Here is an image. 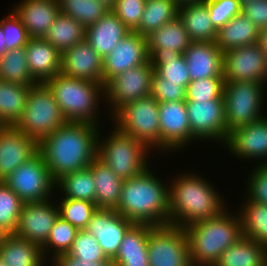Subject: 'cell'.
Segmentation results:
<instances>
[{
  "mask_svg": "<svg viewBox=\"0 0 267 266\" xmlns=\"http://www.w3.org/2000/svg\"><path fill=\"white\" fill-rule=\"evenodd\" d=\"M223 78L224 82L264 84L267 80V55L258 43L226 51L223 54Z\"/></svg>",
  "mask_w": 267,
  "mask_h": 266,
  "instance_id": "13",
  "label": "cell"
},
{
  "mask_svg": "<svg viewBox=\"0 0 267 266\" xmlns=\"http://www.w3.org/2000/svg\"><path fill=\"white\" fill-rule=\"evenodd\" d=\"M240 3H241V5L242 4H244V3H246V2H250V1H252V0H238Z\"/></svg>",
  "mask_w": 267,
  "mask_h": 266,
  "instance_id": "58",
  "label": "cell"
},
{
  "mask_svg": "<svg viewBox=\"0 0 267 266\" xmlns=\"http://www.w3.org/2000/svg\"><path fill=\"white\" fill-rule=\"evenodd\" d=\"M225 146L243 158L267 159V118L235 128L228 134ZM263 163H267L263 162Z\"/></svg>",
  "mask_w": 267,
  "mask_h": 266,
  "instance_id": "21",
  "label": "cell"
},
{
  "mask_svg": "<svg viewBox=\"0 0 267 266\" xmlns=\"http://www.w3.org/2000/svg\"><path fill=\"white\" fill-rule=\"evenodd\" d=\"M0 24L6 40V50L25 47L30 39L20 18L12 11Z\"/></svg>",
  "mask_w": 267,
  "mask_h": 266,
  "instance_id": "47",
  "label": "cell"
},
{
  "mask_svg": "<svg viewBox=\"0 0 267 266\" xmlns=\"http://www.w3.org/2000/svg\"><path fill=\"white\" fill-rule=\"evenodd\" d=\"M185 104L191 135L194 139H214L221 140L223 143L226 142L228 133L224 100H185Z\"/></svg>",
  "mask_w": 267,
  "mask_h": 266,
  "instance_id": "14",
  "label": "cell"
},
{
  "mask_svg": "<svg viewBox=\"0 0 267 266\" xmlns=\"http://www.w3.org/2000/svg\"><path fill=\"white\" fill-rule=\"evenodd\" d=\"M105 141L97 142V158L122 180L136 177L148 168L146 157L150 149L138 139L115 126Z\"/></svg>",
  "mask_w": 267,
  "mask_h": 266,
  "instance_id": "7",
  "label": "cell"
},
{
  "mask_svg": "<svg viewBox=\"0 0 267 266\" xmlns=\"http://www.w3.org/2000/svg\"><path fill=\"white\" fill-rule=\"evenodd\" d=\"M130 32L110 10L95 24L85 28V40L104 59Z\"/></svg>",
  "mask_w": 267,
  "mask_h": 266,
  "instance_id": "25",
  "label": "cell"
},
{
  "mask_svg": "<svg viewBox=\"0 0 267 266\" xmlns=\"http://www.w3.org/2000/svg\"><path fill=\"white\" fill-rule=\"evenodd\" d=\"M180 175L169 188V224L187 227L193 223L214 218L224 210L217 191L200 176Z\"/></svg>",
  "mask_w": 267,
  "mask_h": 266,
  "instance_id": "3",
  "label": "cell"
},
{
  "mask_svg": "<svg viewBox=\"0 0 267 266\" xmlns=\"http://www.w3.org/2000/svg\"><path fill=\"white\" fill-rule=\"evenodd\" d=\"M24 202L4 182H0V229L15 233Z\"/></svg>",
  "mask_w": 267,
  "mask_h": 266,
  "instance_id": "41",
  "label": "cell"
},
{
  "mask_svg": "<svg viewBox=\"0 0 267 266\" xmlns=\"http://www.w3.org/2000/svg\"><path fill=\"white\" fill-rule=\"evenodd\" d=\"M4 183L24 203L50 200L51 191L56 186V182L39 152L13 171Z\"/></svg>",
  "mask_w": 267,
  "mask_h": 266,
  "instance_id": "11",
  "label": "cell"
},
{
  "mask_svg": "<svg viewBox=\"0 0 267 266\" xmlns=\"http://www.w3.org/2000/svg\"><path fill=\"white\" fill-rule=\"evenodd\" d=\"M258 44L267 55V27L260 30L258 36Z\"/></svg>",
  "mask_w": 267,
  "mask_h": 266,
  "instance_id": "53",
  "label": "cell"
},
{
  "mask_svg": "<svg viewBox=\"0 0 267 266\" xmlns=\"http://www.w3.org/2000/svg\"><path fill=\"white\" fill-rule=\"evenodd\" d=\"M153 72L149 60L111 78L105 84V97L112 106L110 112L114 115L126 104L150 96Z\"/></svg>",
  "mask_w": 267,
  "mask_h": 266,
  "instance_id": "12",
  "label": "cell"
},
{
  "mask_svg": "<svg viewBox=\"0 0 267 266\" xmlns=\"http://www.w3.org/2000/svg\"><path fill=\"white\" fill-rule=\"evenodd\" d=\"M184 230L193 266H214L221 254L243 236L239 214L232 216L225 210Z\"/></svg>",
  "mask_w": 267,
  "mask_h": 266,
  "instance_id": "4",
  "label": "cell"
},
{
  "mask_svg": "<svg viewBox=\"0 0 267 266\" xmlns=\"http://www.w3.org/2000/svg\"><path fill=\"white\" fill-rule=\"evenodd\" d=\"M97 125L66 122L38 143L55 182L64 175L89 167L97 158Z\"/></svg>",
  "mask_w": 267,
  "mask_h": 266,
  "instance_id": "1",
  "label": "cell"
},
{
  "mask_svg": "<svg viewBox=\"0 0 267 266\" xmlns=\"http://www.w3.org/2000/svg\"><path fill=\"white\" fill-rule=\"evenodd\" d=\"M159 119L162 151L182 148L192 139L194 140L191 135L185 101L159 103Z\"/></svg>",
  "mask_w": 267,
  "mask_h": 266,
  "instance_id": "19",
  "label": "cell"
},
{
  "mask_svg": "<svg viewBox=\"0 0 267 266\" xmlns=\"http://www.w3.org/2000/svg\"><path fill=\"white\" fill-rule=\"evenodd\" d=\"M124 180L117 213L134 224H169V188L149 172Z\"/></svg>",
  "mask_w": 267,
  "mask_h": 266,
  "instance_id": "2",
  "label": "cell"
},
{
  "mask_svg": "<svg viewBox=\"0 0 267 266\" xmlns=\"http://www.w3.org/2000/svg\"><path fill=\"white\" fill-rule=\"evenodd\" d=\"M6 235L7 234L2 229H0V246H1L2 241H3V239L5 238Z\"/></svg>",
  "mask_w": 267,
  "mask_h": 266,
  "instance_id": "57",
  "label": "cell"
},
{
  "mask_svg": "<svg viewBox=\"0 0 267 266\" xmlns=\"http://www.w3.org/2000/svg\"><path fill=\"white\" fill-rule=\"evenodd\" d=\"M210 13V20L218 30L230 19L241 13L242 5L238 0H204Z\"/></svg>",
  "mask_w": 267,
  "mask_h": 266,
  "instance_id": "49",
  "label": "cell"
},
{
  "mask_svg": "<svg viewBox=\"0 0 267 266\" xmlns=\"http://www.w3.org/2000/svg\"><path fill=\"white\" fill-rule=\"evenodd\" d=\"M0 266H8L2 259H0Z\"/></svg>",
  "mask_w": 267,
  "mask_h": 266,
  "instance_id": "59",
  "label": "cell"
},
{
  "mask_svg": "<svg viewBox=\"0 0 267 266\" xmlns=\"http://www.w3.org/2000/svg\"><path fill=\"white\" fill-rule=\"evenodd\" d=\"M133 225L115 209L97 208L86 230L97 239L106 257L113 260L125 234Z\"/></svg>",
  "mask_w": 267,
  "mask_h": 266,
  "instance_id": "16",
  "label": "cell"
},
{
  "mask_svg": "<svg viewBox=\"0 0 267 266\" xmlns=\"http://www.w3.org/2000/svg\"><path fill=\"white\" fill-rule=\"evenodd\" d=\"M0 259L8 266H44L42 249L16 234H7L0 246Z\"/></svg>",
  "mask_w": 267,
  "mask_h": 266,
  "instance_id": "30",
  "label": "cell"
},
{
  "mask_svg": "<svg viewBox=\"0 0 267 266\" xmlns=\"http://www.w3.org/2000/svg\"><path fill=\"white\" fill-rule=\"evenodd\" d=\"M66 122L52 91L45 83H38L30 87L22 117L15 127L39 143Z\"/></svg>",
  "mask_w": 267,
  "mask_h": 266,
  "instance_id": "6",
  "label": "cell"
},
{
  "mask_svg": "<svg viewBox=\"0 0 267 266\" xmlns=\"http://www.w3.org/2000/svg\"><path fill=\"white\" fill-rule=\"evenodd\" d=\"M78 231L77 228L59 216L50 231L46 243L41 247L44 258L46 257L45 252L47 253L46 250L48 248L51 250L52 248L55 249L52 250L54 252L53 259L68 253Z\"/></svg>",
  "mask_w": 267,
  "mask_h": 266,
  "instance_id": "42",
  "label": "cell"
},
{
  "mask_svg": "<svg viewBox=\"0 0 267 266\" xmlns=\"http://www.w3.org/2000/svg\"><path fill=\"white\" fill-rule=\"evenodd\" d=\"M179 4L175 0H146L139 27L134 31L147 37L178 16Z\"/></svg>",
  "mask_w": 267,
  "mask_h": 266,
  "instance_id": "35",
  "label": "cell"
},
{
  "mask_svg": "<svg viewBox=\"0 0 267 266\" xmlns=\"http://www.w3.org/2000/svg\"><path fill=\"white\" fill-rule=\"evenodd\" d=\"M64 192V199L86 200L95 203V182L89 167L64 175L56 182Z\"/></svg>",
  "mask_w": 267,
  "mask_h": 266,
  "instance_id": "39",
  "label": "cell"
},
{
  "mask_svg": "<svg viewBox=\"0 0 267 266\" xmlns=\"http://www.w3.org/2000/svg\"><path fill=\"white\" fill-rule=\"evenodd\" d=\"M54 266H114L112 260H104L101 262H83L68 253L62 254L51 260Z\"/></svg>",
  "mask_w": 267,
  "mask_h": 266,
  "instance_id": "52",
  "label": "cell"
},
{
  "mask_svg": "<svg viewBox=\"0 0 267 266\" xmlns=\"http://www.w3.org/2000/svg\"><path fill=\"white\" fill-rule=\"evenodd\" d=\"M99 2H102L106 6H108L110 9L113 7L115 0H98Z\"/></svg>",
  "mask_w": 267,
  "mask_h": 266,
  "instance_id": "55",
  "label": "cell"
},
{
  "mask_svg": "<svg viewBox=\"0 0 267 266\" xmlns=\"http://www.w3.org/2000/svg\"><path fill=\"white\" fill-rule=\"evenodd\" d=\"M59 205V216L78 230H86L97 210L95 203L86 200L62 199Z\"/></svg>",
  "mask_w": 267,
  "mask_h": 266,
  "instance_id": "43",
  "label": "cell"
},
{
  "mask_svg": "<svg viewBox=\"0 0 267 266\" xmlns=\"http://www.w3.org/2000/svg\"><path fill=\"white\" fill-rule=\"evenodd\" d=\"M260 29L240 13L217 30L216 45L225 53L241 46L258 43Z\"/></svg>",
  "mask_w": 267,
  "mask_h": 266,
  "instance_id": "28",
  "label": "cell"
},
{
  "mask_svg": "<svg viewBox=\"0 0 267 266\" xmlns=\"http://www.w3.org/2000/svg\"><path fill=\"white\" fill-rule=\"evenodd\" d=\"M150 96L161 102L185 101L186 89L182 85L166 80L159 76L155 71L151 80Z\"/></svg>",
  "mask_w": 267,
  "mask_h": 266,
  "instance_id": "48",
  "label": "cell"
},
{
  "mask_svg": "<svg viewBox=\"0 0 267 266\" xmlns=\"http://www.w3.org/2000/svg\"><path fill=\"white\" fill-rule=\"evenodd\" d=\"M103 59L84 39L61 54L60 73L103 84Z\"/></svg>",
  "mask_w": 267,
  "mask_h": 266,
  "instance_id": "20",
  "label": "cell"
},
{
  "mask_svg": "<svg viewBox=\"0 0 267 266\" xmlns=\"http://www.w3.org/2000/svg\"><path fill=\"white\" fill-rule=\"evenodd\" d=\"M68 254L77 258L82 264L111 260L106 257L97 239L87 230L78 231Z\"/></svg>",
  "mask_w": 267,
  "mask_h": 266,
  "instance_id": "44",
  "label": "cell"
},
{
  "mask_svg": "<svg viewBox=\"0 0 267 266\" xmlns=\"http://www.w3.org/2000/svg\"><path fill=\"white\" fill-rule=\"evenodd\" d=\"M253 171L247 182V197L253 202L267 205V163H261Z\"/></svg>",
  "mask_w": 267,
  "mask_h": 266,
  "instance_id": "50",
  "label": "cell"
},
{
  "mask_svg": "<svg viewBox=\"0 0 267 266\" xmlns=\"http://www.w3.org/2000/svg\"><path fill=\"white\" fill-rule=\"evenodd\" d=\"M0 80L26 86L38 84L29 71L24 47L7 50L0 56Z\"/></svg>",
  "mask_w": 267,
  "mask_h": 266,
  "instance_id": "37",
  "label": "cell"
},
{
  "mask_svg": "<svg viewBox=\"0 0 267 266\" xmlns=\"http://www.w3.org/2000/svg\"><path fill=\"white\" fill-rule=\"evenodd\" d=\"M190 43L189 35L178 16L147 36L148 49L166 48L183 54Z\"/></svg>",
  "mask_w": 267,
  "mask_h": 266,
  "instance_id": "36",
  "label": "cell"
},
{
  "mask_svg": "<svg viewBox=\"0 0 267 266\" xmlns=\"http://www.w3.org/2000/svg\"><path fill=\"white\" fill-rule=\"evenodd\" d=\"M91 171L95 182L97 208L116 209L120 202L124 180L98 158L91 163Z\"/></svg>",
  "mask_w": 267,
  "mask_h": 266,
  "instance_id": "29",
  "label": "cell"
},
{
  "mask_svg": "<svg viewBox=\"0 0 267 266\" xmlns=\"http://www.w3.org/2000/svg\"><path fill=\"white\" fill-rule=\"evenodd\" d=\"M12 9L30 38H44L60 11L59 0H22Z\"/></svg>",
  "mask_w": 267,
  "mask_h": 266,
  "instance_id": "23",
  "label": "cell"
},
{
  "mask_svg": "<svg viewBox=\"0 0 267 266\" xmlns=\"http://www.w3.org/2000/svg\"><path fill=\"white\" fill-rule=\"evenodd\" d=\"M154 226L134 224L125 234L119 251L112 260L114 266H149L148 236Z\"/></svg>",
  "mask_w": 267,
  "mask_h": 266,
  "instance_id": "27",
  "label": "cell"
},
{
  "mask_svg": "<svg viewBox=\"0 0 267 266\" xmlns=\"http://www.w3.org/2000/svg\"><path fill=\"white\" fill-rule=\"evenodd\" d=\"M263 86L264 84L258 82L224 83L223 99L228 134L237 127L264 118L260 112Z\"/></svg>",
  "mask_w": 267,
  "mask_h": 266,
  "instance_id": "9",
  "label": "cell"
},
{
  "mask_svg": "<svg viewBox=\"0 0 267 266\" xmlns=\"http://www.w3.org/2000/svg\"><path fill=\"white\" fill-rule=\"evenodd\" d=\"M239 214L242 235L267 247V205L248 199Z\"/></svg>",
  "mask_w": 267,
  "mask_h": 266,
  "instance_id": "38",
  "label": "cell"
},
{
  "mask_svg": "<svg viewBox=\"0 0 267 266\" xmlns=\"http://www.w3.org/2000/svg\"><path fill=\"white\" fill-rule=\"evenodd\" d=\"M24 48L29 71L38 83L60 73L61 53L44 38H30Z\"/></svg>",
  "mask_w": 267,
  "mask_h": 266,
  "instance_id": "24",
  "label": "cell"
},
{
  "mask_svg": "<svg viewBox=\"0 0 267 266\" xmlns=\"http://www.w3.org/2000/svg\"><path fill=\"white\" fill-rule=\"evenodd\" d=\"M146 0H115L111 11L134 32L140 25Z\"/></svg>",
  "mask_w": 267,
  "mask_h": 266,
  "instance_id": "46",
  "label": "cell"
},
{
  "mask_svg": "<svg viewBox=\"0 0 267 266\" xmlns=\"http://www.w3.org/2000/svg\"><path fill=\"white\" fill-rule=\"evenodd\" d=\"M149 61L147 37L130 32L103 59V85L119 73Z\"/></svg>",
  "mask_w": 267,
  "mask_h": 266,
  "instance_id": "17",
  "label": "cell"
},
{
  "mask_svg": "<svg viewBox=\"0 0 267 266\" xmlns=\"http://www.w3.org/2000/svg\"><path fill=\"white\" fill-rule=\"evenodd\" d=\"M266 262L267 247L242 236L221 254L214 266H264Z\"/></svg>",
  "mask_w": 267,
  "mask_h": 266,
  "instance_id": "32",
  "label": "cell"
},
{
  "mask_svg": "<svg viewBox=\"0 0 267 266\" xmlns=\"http://www.w3.org/2000/svg\"><path fill=\"white\" fill-rule=\"evenodd\" d=\"M148 54L151 65L159 76L166 82L177 83L186 89L190 76L183 54L166 48L148 49Z\"/></svg>",
  "mask_w": 267,
  "mask_h": 266,
  "instance_id": "31",
  "label": "cell"
},
{
  "mask_svg": "<svg viewBox=\"0 0 267 266\" xmlns=\"http://www.w3.org/2000/svg\"><path fill=\"white\" fill-rule=\"evenodd\" d=\"M179 5L180 4H185V3H190V2H198V1H203V0H175Z\"/></svg>",
  "mask_w": 267,
  "mask_h": 266,
  "instance_id": "56",
  "label": "cell"
},
{
  "mask_svg": "<svg viewBox=\"0 0 267 266\" xmlns=\"http://www.w3.org/2000/svg\"><path fill=\"white\" fill-rule=\"evenodd\" d=\"M149 266H193L184 228L154 226L148 236Z\"/></svg>",
  "mask_w": 267,
  "mask_h": 266,
  "instance_id": "10",
  "label": "cell"
},
{
  "mask_svg": "<svg viewBox=\"0 0 267 266\" xmlns=\"http://www.w3.org/2000/svg\"><path fill=\"white\" fill-rule=\"evenodd\" d=\"M117 128L149 149H160L159 102L148 96L121 107L113 116Z\"/></svg>",
  "mask_w": 267,
  "mask_h": 266,
  "instance_id": "8",
  "label": "cell"
},
{
  "mask_svg": "<svg viewBox=\"0 0 267 266\" xmlns=\"http://www.w3.org/2000/svg\"><path fill=\"white\" fill-rule=\"evenodd\" d=\"M60 11L85 28L95 24L111 9L98 0H59Z\"/></svg>",
  "mask_w": 267,
  "mask_h": 266,
  "instance_id": "40",
  "label": "cell"
},
{
  "mask_svg": "<svg viewBox=\"0 0 267 266\" xmlns=\"http://www.w3.org/2000/svg\"><path fill=\"white\" fill-rule=\"evenodd\" d=\"M30 87L0 80V126H15L21 119Z\"/></svg>",
  "mask_w": 267,
  "mask_h": 266,
  "instance_id": "33",
  "label": "cell"
},
{
  "mask_svg": "<svg viewBox=\"0 0 267 266\" xmlns=\"http://www.w3.org/2000/svg\"><path fill=\"white\" fill-rule=\"evenodd\" d=\"M6 51V40L0 24V56H3Z\"/></svg>",
  "mask_w": 267,
  "mask_h": 266,
  "instance_id": "54",
  "label": "cell"
},
{
  "mask_svg": "<svg viewBox=\"0 0 267 266\" xmlns=\"http://www.w3.org/2000/svg\"><path fill=\"white\" fill-rule=\"evenodd\" d=\"M38 153V142L15 126H0V182Z\"/></svg>",
  "mask_w": 267,
  "mask_h": 266,
  "instance_id": "18",
  "label": "cell"
},
{
  "mask_svg": "<svg viewBox=\"0 0 267 266\" xmlns=\"http://www.w3.org/2000/svg\"><path fill=\"white\" fill-rule=\"evenodd\" d=\"M244 14L260 30L267 27V0H252L242 4Z\"/></svg>",
  "mask_w": 267,
  "mask_h": 266,
  "instance_id": "51",
  "label": "cell"
},
{
  "mask_svg": "<svg viewBox=\"0 0 267 266\" xmlns=\"http://www.w3.org/2000/svg\"><path fill=\"white\" fill-rule=\"evenodd\" d=\"M51 201L24 203L14 234L42 247L59 217L58 204L54 207Z\"/></svg>",
  "mask_w": 267,
  "mask_h": 266,
  "instance_id": "15",
  "label": "cell"
},
{
  "mask_svg": "<svg viewBox=\"0 0 267 266\" xmlns=\"http://www.w3.org/2000/svg\"><path fill=\"white\" fill-rule=\"evenodd\" d=\"M224 78H203L190 81L186 87L185 100L210 101L224 100Z\"/></svg>",
  "mask_w": 267,
  "mask_h": 266,
  "instance_id": "45",
  "label": "cell"
},
{
  "mask_svg": "<svg viewBox=\"0 0 267 266\" xmlns=\"http://www.w3.org/2000/svg\"><path fill=\"white\" fill-rule=\"evenodd\" d=\"M223 54L215 42H191L183 53L190 81L223 78Z\"/></svg>",
  "mask_w": 267,
  "mask_h": 266,
  "instance_id": "22",
  "label": "cell"
},
{
  "mask_svg": "<svg viewBox=\"0 0 267 266\" xmlns=\"http://www.w3.org/2000/svg\"><path fill=\"white\" fill-rule=\"evenodd\" d=\"M45 84L49 87L67 122L96 125V109L105 85L59 73Z\"/></svg>",
  "mask_w": 267,
  "mask_h": 266,
  "instance_id": "5",
  "label": "cell"
},
{
  "mask_svg": "<svg viewBox=\"0 0 267 266\" xmlns=\"http://www.w3.org/2000/svg\"><path fill=\"white\" fill-rule=\"evenodd\" d=\"M44 39L63 54L85 39V27L74 18L60 12Z\"/></svg>",
  "mask_w": 267,
  "mask_h": 266,
  "instance_id": "34",
  "label": "cell"
},
{
  "mask_svg": "<svg viewBox=\"0 0 267 266\" xmlns=\"http://www.w3.org/2000/svg\"><path fill=\"white\" fill-rule=\"evenodd\" d=\"M178 17L181 19L191 42H215L217 29L210 20L207 3L204 0L180 4Z\"/></svg>",
  "mask_w": 267,
  "mask_h": 266,
  "instance_id": "26",
  "label": "cell"
}]
</instances>
